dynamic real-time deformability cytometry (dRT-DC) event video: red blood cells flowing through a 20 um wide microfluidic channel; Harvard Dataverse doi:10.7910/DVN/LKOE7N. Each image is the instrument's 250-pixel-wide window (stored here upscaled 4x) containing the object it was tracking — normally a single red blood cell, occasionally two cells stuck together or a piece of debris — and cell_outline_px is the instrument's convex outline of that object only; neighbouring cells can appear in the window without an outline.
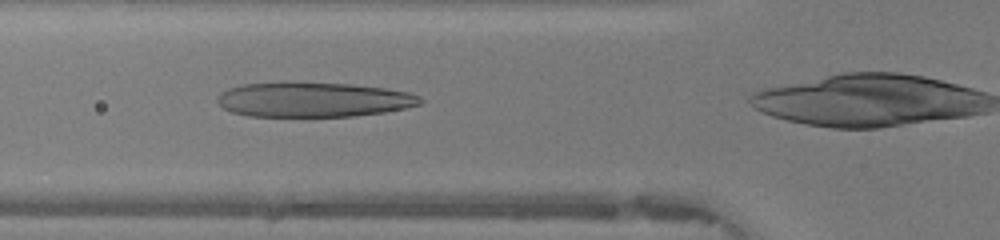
{"species": "human", "species_latin": "Homo sapiens", "temperature_condition": "warm", "stored_images_in_passage": 24, "camera_frame_rate_fps": 3000, "um_per_image_px": 0.085, "donor": {"sex": "female"}, "frame": {"image": 1, "passage_image": 3, "time_ms": 0.667, "image_size_px": [1000, 240], "cell_outline_px": [[424, 100], [420, 104], [404, 108], [384, 112], [352, 116], [312, 120], [248, 116], [232, 112], [224, 108], [216, 100], [216, 96], [220, 92], [228, 88], [244, 84], [284, 80], [292, 80], [352, 84], [384, 88], [408, 92], [420, 96]], "centroid_in_image_um": [26.56, 8.48], "position_along_channel_um": 99.2, "area_um2": 43.47}}
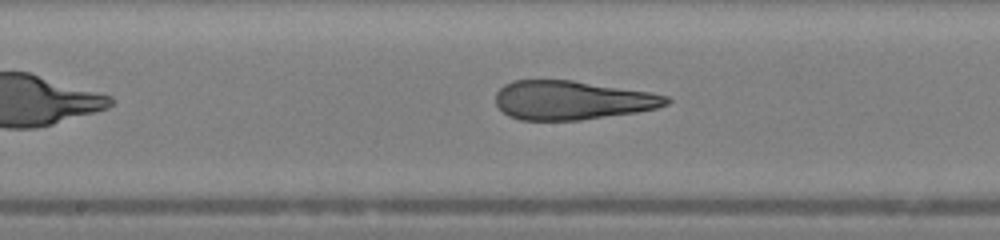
{"frame": {"image": 2, "passage_image": 10, "time_ms": 3.0, "image_size_px": [1000, 240], "cell_outline_px": [[672, 100], [668, 104], [656, 108], [636, 112], [580, 120], [520, 120], [508, 116], [496, 104], [496, 92], [504, 84], [512, 80], [572, 80], [652, 92], [668, 96]], "centroid_in_image_um": [48.63, 8.51], "position_along_channel_um": 199.6, "area_um2": 38.84}}
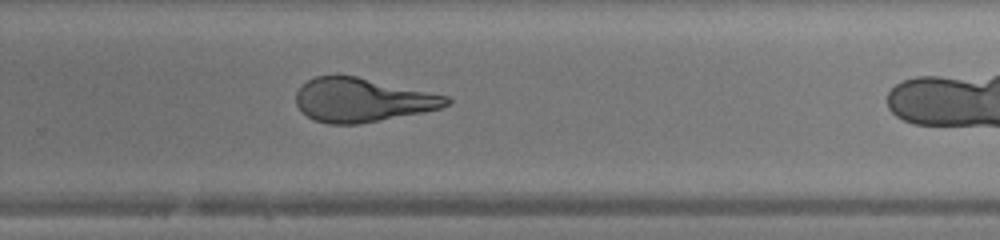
{"frame": {"image": 3, "passage_image": 17, "time_ms": 5.333, "image_size_px": [1000, 240], "cell_outline_px": [[452, 100], [448, 104], [440, 108], [424, 112], [356, 124], [328, 124], [316, 120], [308, 116], [296, 104], [296, 92], [300, 84], [316, 76], [356, 76], [448, 96]], "centroid_in_image_um": [30.77, 8.5], "position_along_channel_um": 299.0, "area_um2": 38.03}}